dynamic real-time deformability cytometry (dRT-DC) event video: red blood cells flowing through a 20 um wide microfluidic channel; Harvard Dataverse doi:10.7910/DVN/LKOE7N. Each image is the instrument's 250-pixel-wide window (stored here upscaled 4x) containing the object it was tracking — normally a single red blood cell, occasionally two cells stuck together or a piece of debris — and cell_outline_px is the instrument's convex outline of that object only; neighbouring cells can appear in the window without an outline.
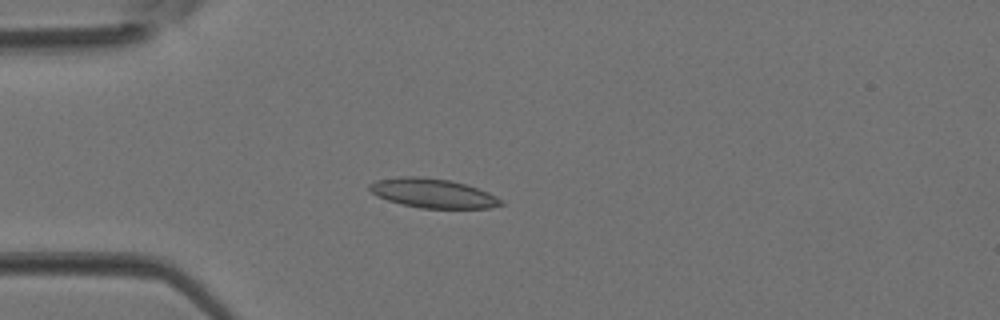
{"species": "Egyptian fruit bat (a non-hibernating species)", "species_latin": "Rousettus aegyptiacus", "temperature_condition": "room temperature", "stored_images_in_passage": 2, "camera_frame_rate_fps": 3000, "um_per_image_px": 0.085, "animal": {"sex": "female"}, "frame": {"image": 1, "passage_image": 2, "time_ms": 0.333, "image_size_px": [1000, 320], "cell_outline_px": [[504, 204], [488, 208], [420, 208], [388, 200], [376, 196], [368, 188], [368, 184], [376, 180], [400, 176], [416, 176], [448, 180], [464, 184], [488, 192], [504, 200]], "centroid_in_image_um": [36.78, 16.42], "position_along_channel_um": 48.2, "area_um2": 22.25}}